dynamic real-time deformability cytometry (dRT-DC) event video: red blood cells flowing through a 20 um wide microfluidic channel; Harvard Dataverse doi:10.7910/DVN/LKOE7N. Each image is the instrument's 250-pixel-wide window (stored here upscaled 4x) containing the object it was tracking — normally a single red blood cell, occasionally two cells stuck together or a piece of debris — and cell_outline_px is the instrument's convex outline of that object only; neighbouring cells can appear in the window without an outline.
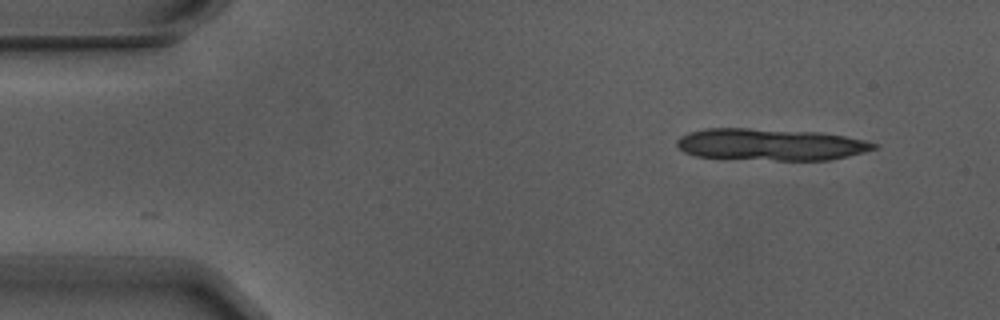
{"species": "Egyptian fruit bat (a non-hibernating species)", "species_latin": "Rousettus aegyptiacus", "temperature_condition": "warm", "stored_images_in_passage": 2, "camera_frame_rate_fps": 3000, "um_per_image_px": 0.085, "animal": {"sex": "male"}, "frame": {"image": 1, "passage_image": 2, "time_ms": 0.333, "image_size_px": [1000, 320], "cell_outline_px": [[880, 144], [876, 148], [864, 152], [848, 156], [828, 160], [776, 160], [696, 156], [684, 152], [676, 144], [676, 140], [680, 136], [688, 132], [704, 128], [748, 128], [820, 132], [844, 136], [864, 140]], "centroid_in_image_um": [65.49, 12.27], "position_along_channel_um": 19.5, "area_um2": 36.53}}